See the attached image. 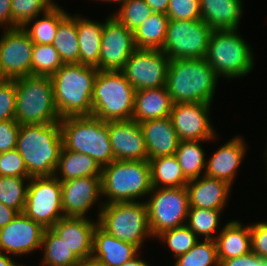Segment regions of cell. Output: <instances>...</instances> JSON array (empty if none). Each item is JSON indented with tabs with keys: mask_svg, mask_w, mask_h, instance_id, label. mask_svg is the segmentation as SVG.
<instances>
[{
	"mask_svg": "<svg viewBox=\"0 0 267 266\" xmlns=\"http://www.w3.org/2000/svg\"><path fill=\"white\" fill-rule=\"evenodd\" d=\"M62 148L59 122L20 126L16 150L30 177L54 176Z\"/></svg>",
	"mask_w": 267,
	"mask_h": 266,
	"instance_id": "cell-1",
	"label": "cell"
},
{
	"mask_svg": "<svg viewBox=\"0 0 267 266\" xmlns=\"http://www.w3.org/2000/svg\"><path fill=\"white\" fill-rule=\"evenodd\" d=\"M218 76L205 58L171 59L166 89L173 104L202 102L213 99Z\"/></svg>",
	"mask_w": 267,
	"mask_h": 266,
	"instance_id": "cell-2",
	"label": "cell"
},
{
	"mask_svg": "<svg viewBox=\"0 0 267 266\" xmlns=\"http://www.w3.org/2000/svg\"><path fill=\"white\" fill-rule=\"evenodd\" d=\"M98 69L79 63L63 64L52 76L53 94L60 118L91 116L92 94Z\"/></svg>",
	"mask_w": 267,
	"mask_h": 266,
	"instance_id": "cell-3",
	"label": "cell"
},
{
	"mask_svg": "<svg viewBox=\"0 0 267 266\" xmlns=\"http://www.w3.org/2000/svg\"><path fill=\"white\" fill-rule=\"evenodd\" d=\"M59 123L65 150L91 156L101 167L114 160L108 122L94 116H71Z\"/></svg>",
	"mask_w": 267,
	"mask_h": 266,
	"instance_id": "cell-4",
	"label": "cell"
},
{
	"mask_svg": "<svg viewBox=\"0 0 267 266\" xmlns=\"http://www.w3.org/2000/svg\"><path fill=\"white\" fill-rule=\"evenodd\" d=\"M15 80V121L21 125L52 124L60 122L48 76H25Z\"/></svg>",
	"mask_w": 267,
	"mask_h": 266,
	"instance_id": "cell-5",
	"label": "cell"
},
{
	"mask_svg": "<svg viewBox=\"0 0 267 266\" xmlns=\"http://www.w3.org/2000/svg\"><path fill=\"white\" fill-rule=\"evenodd\" d=\"M135 91L122 71L98 70L93 86L91 116L105 122L132 119Z\"/></svg>",
	"mask_w": 267,
	"mask_h": 266,
	"instance_id": "cell-6",
	"label": "cell"
},
{
	"mask_svg": "<svg viewBox=\"0 0 267 266\" xmlns=\"http://www.w3.org/2000/svg\"><path fill=\"white\" fill-rule=\"evenodd\" d=\"M102 195L109 198L103 204L135 201L152 190L148 160H113L102 167Z\"/></svg>",
	"mask_w": 267,
	"mask_h": 266,
	"instance_id": "cell-7",
	"label": "cell"
},
{
	"mask_svg": "<svg viewBox=\"0 0 267 266\" xmlns=\"http://www.w3.org/2000/svg\"><path fill=\"white\" fill-rule=\"evenodd\" d=\"M205 59L219 77L237 78L253 69L249 45L237 34V29L213 30Z\"/></svg>",
	"mask_w": 267,
	"mask_h": 266,
	"instance_id": "cell-8",
	"label": "cell"
},
{
	"mask_svg": "<svg viewBox=\"0 0 267 266\" xmlns=\"http://www.w3.org/2000/svg\"><path fill=\"white\" fill-rule=\"evenodd\" d=\"M98 225L115 238L138 248L151 234L146 202H114L100 206Z\"/></svg>",
	"mask_w": 267,
	"mask_h": 266,
	"instance_id": "cell-9",
	"label": "cell"
},
{
	"mask_svg": "<svg viewBox=\"0 0 267 266\" xmlns=\"http://www.w3.org/2000/svg\"><path fill=\"white\" fill-rule=\"evenodd\" d=\"M150 193L151 198L146 205L152 237H156L163 231L186 225L184 223L187 221L190 208L186 186L152 188Z\"/></svg>",
	"mask_w": 267,
	"mask_h": 266,
	"instance_id": "cell-10",
	"label": "cell"
},
{
	"mask_svg": "<svg viewBox=\"0 0 267 266\" xmlns=\"http://www.w3.org/2000/svg\"><path fill=\"white\" fill-rule=\"evenodd\" d=\"M213 29L202 19H169L164 45L161 49L171 60L205 58Z\"/></svg>",
	"mask_w": 267,
	"mask_h": 266,
	"instance_id": "cell-11",
	"label": "cell"
},
{
	"mask_svg": "<svg viewBox=\"0 0 267 266\" xmlns=\"http://www.w3.org/2000/svg\"><path fill=\"white\" fill-rule=\"evenodd\" d=\"M23 213L45 229L64 217L61 182L56 175L30 178Z\"/></svg>",
	"mask_w": 267,
	"mask_h": 266,
	"instance_id": "cell-12",
	"label": "cell"
},
{
	"mask_svg": "<svg viewBox=\"0 0 267 266\" xmlns=\"http://www.w3.org/2000/svg\"><path fill=\"white\" fill-rule=\"evenodd\" d=\"M169 62L161 50L136 49L122 72L136 91L164 87Z\"/></svg>",
	"mask_w": 267,
	"mask_h": 266,
	"instance_id": "cell-13",
	"label": "cell"
},
{
	"mask_svg": "<svg viewBox=\"0 0 267 266\" xmlns=\"http://www.w3.org/2000/svg\"><path fill=\"white\" fill-rule=\"evenodd\" d=\"M135 50L133 31L109 16L103 23L99 70L122 71Z\"/></svg>",
	"mask_w": 267,
	"mask_h": 266,
	"instance_id": "cell-14",
	"label": "cell"
},
{
	"mask_svg": "<svg viewBox=\"0 0 267 266\" xmlns=\"http://www.w3.org/2000/svg\"><path fill=\"white\" fill-rule=\"evenodd\" d=\"M33 47L22 27L4 31L0 39V67L6 79L32 75Z\"/></svg>",
	"mask_w": 267,
	"mask_h": 266,
	"instance_id": "cell-15",
	"label": "cell"
},
{
	"mask_svg": "<svg viewBox=\"0 0 267 266\" xmlns=\"http://www.w3.org/2000/svg\"><path fill=\"white\" fill-rule=\"evenodd\" d=\"M210 103H175L170 118L180 141H207L215 132L209 120Z\"/></svg>",
	"mask_w": 267,
	"mask_h": 266,
	"instance_id": "cell-16",
	"label": "cell"
},
{
	"mask_svg": "<svg viewBox=\"0 0 267 266\" xmlns=\"http://www.w3.org/2000/svg\"><path fill=\"white\" fill-rule=\"evenodd\" d=\"M45 228L19 213L11 222L0 229V252L15 255L28 254L41 247Z\"/></svg>",
	"mask_w": 267,
	"mask_h": 266,
	"instance_id": "cell-17",
	"label": "cell"
},
{
	"mask_svg": "<svg viewBox=\"0 0 267 266\" xmlns=\"http://www.w3.org/2000/svg\"><path fill=\"white\" fill-rule=\"evenodd\" d=\"M108 134L114 160H148L144 134L136 120L108 121Z\"/></svg>",
	"mask_w": 267,
	"mask_h": 266,
	"instance_id": "cell-18",
	"label": "cell"
},
{
	"mask_svg": "<svg viewBox=\"0 0 267 266\" xmlns=\"http://www.w3.org/2000/svg\"><path fill=\"white\" fill-rule=\"evenodd\" d=\"M60 182L64 216L84 217L102 194L101 177H81Z\"/></svg>",
	"mask_w": 267,
	"mask_h": 266,
	"instance_id": "cell-19",
	"label": "cell"
},
{
	"mask_svg": "<svg viewBox=\"0 0 267 266\" xmlns=\"http://www.w3.org/2000/svg\"><path fill=\"white\" fill-rule=\"evenodd\" d=\"M97 224L85 216H64L51 229L80 260L92 256L93 234Z\"/></svg>",
	"mask_w": 267,
	"mask_h": 266,
	"instance_id": "cell-20",
	"label": "cell"
},
{
	"mask_svg": "<svg viewBox=\"0 0 267 266\" xmlns=\"http://www.w3.org/2000/svg\"><path fill=\"white\" fill-rule=\"evenodd\" d=\"M232 185L204 174L186 184L190 208L223 210Z\"/></svg>",
	"mask_w": 267,
	"mask_h": 266,
	"instance_id": "cell-21",
	"label": "cell"
},
{
	"mask_svg": "<svg viewBox=\"0 0 267 266\" xmlns=\"http://www.w3.org/2000/svg\"><path fill=\"white\" fill-rule=\"evenodd\" d=\"M144 134L148 160L175 155L180 142L170 117L139 123Z\"/></svg>",
	"mask_w": 267,
	"mask_h": 266,
	"instance_id": "cell-22",
	"label": "cell"
},
{
	"mask_svg": "<svg viewBox=\"0 0 267 266\" xmlns=\"http://www.w3.org/2000/svg\"><path fill=\"white\" fill-rule=\"evenodd\" d=\"M244 140L235 137L221 146L206 162L205 175L233 184L237 168L243 160L246 151Z\"/></svg>",
	"mask_w": 267,
	"mask_h": 266,
	"instance_id": "cell-23",
	"label": "cell"
},
{
	"mask_svg": "<svg viewBox=\"0 0 267 266\" xmlns=\"http://www.w3.org/2000/svg\"><path fill=\"white\" fill-rule=\"evenodd\" d=\"M138 247L119 240L103 230L98 224L93 234L92 256L105 266H121L138 256Z\"/></svg>",
	"mask_w": 267,
	"mask_h": 266,
	"instance_id": "cell-24",
	"label": "cell"
},
{
	"mask_svg": "<svg viewBox=\"0 0 267 266\" xmlns=\"http://www.w3.org/2000/svg\"><path fill=\"white\" fill-rule=\"evenodd\" d=\"M173 102L166 86L135 91L132 119L138 123L170 117Z\"/></svg>",
	"mask_w": 267,
	"mask_h": 266,
	"instance_id": "cell-25",
	"label": "cell"
},
{
	"mask_svg": "<svg viewBox=\"0 0 267 266\" xmlns=\"http://www.w3.org/2000/svg\"><path fill=\"white\" fill-rule=\"evenodd\" d=\"M241 0H200L201 19L213 30L237 29Z\"/></svg>",
	"mask_w": 267,
	"mask_h": 266,
	"instance_id": "cell-26",
	"label": "cell"
},
{
	"mask_svg": "<svg viewBox=\"0 0 267 266\" xmlns=\"http://www.w3.org/2000/svg\"><path fill=\"white\" fill-rule=\"evenodd\" d=\"M217 246L219 264L231 258L248 254L251 251L250 226L244 227L235 220L229 221L218 236H213Z\"/></svg>",
	"mask_w": 267,
	"mask_h": 266,
	"instance_id": "cell-27",
	"label": "cell"
},
{
	"mask_svg": "<svg viewBox=\"0 0 267 266\" xmlns=\"http://www.w3.org/2000/svg\"><path fill=\"white\" fill-rule=\"evenodd\" d=\"M61 172L57 179L67 181L81 177H101L102 167L91 157L62 148L55 173Z\"/></svg>",
	"mask_w": 267,
	"mask_h": 266,
	"instance_id": "cell-28",
	"label": "cell"
},
{
	"mask_svg": "<svg viewBox=\"0 0 267 266\" xmlns=\"http://www.w3.org/2000/svg\"><path fill=\"white\" fill-rule=\"evenodd\" d=\"M102 29V23L77 16L80 64L95 67L99 70Z\"/></svg>",
	"mask_w": 267,
	"mask_h": 266,
	"instance_id": "cell-29",
	"label": "cell"
},
{
	"mask_svg": "<svg viewBox=\"0 0 267 266\" xmlns=\"http://www.w3.org/2000/svg\"><path fill=\"white\" fill-rule=\"evenodd\" d=\"M148 161L152 188H158V186L161 188L184 187L189 182L175 155L161 156Z\"/></svg>",
	"mask_w": 267,
	"mask_h": 266,
	"instance_id": "cell-30",
	"label": "cell"
},
{
	"mask_svg": "<svg viewBox=\"0 0 267 266\" xmlns=\"http://www.w3.org/2000/svg\"><path fill=\"white\" fill-rule=\"evenodd\" d=\"M169 17L163 13H152L133 31L136 49L161 50L168 28Z\"/></svg>",
	"mask_w": 267,
	"mask_h": 266,
	"instance_id": "cell-31",
	"label": "cell"
},
{
	"mask_svg": "<svg viewBox=\"0 0 267 266\" xmlns=\"http://www.w3.org/2000/svg\"><path fill=\"white\" fill-rule=\"evenodd\" d=\"M64 64H80V48L77 34V16L67 14L60 22L52 42Z\"/></svg>",
	"mask_w": 267,
	"mask_h": 266,
	"instance_id": "cell-32",
	"label": "cell"
},
{
	"mask_svg": "<svg viewBox=\"0 0 267 266\" xmlns=\"http://www.w3.org/2000/svg\"><path fill=\"white\" fill-rule=\"evenodd\" d=\"M42 15L44 18L34 21L30 29L28 26H22V28L34 44H52L59 22L67 13L55 4Z\"/></svg>",
	"mask_w": 267,
	"mask_h": 266,
	"instance_id": "cell-33",
	"label": "cell"
},
{
	"mask_svg": "<svg viewBox=\"0 0 267 266\" xmlns=\"http://www.w3.org/2000/svg\"><path fill=\"white\" fill-rule=\"evenodd\" d=\"M41 246H44L43 266H75L79 261L51 228L45 229Z\"/></svg>",
	"mask_w": 267,
	"mask_h": 266,
	"instance_id": "cell-34",
	"label": "cell"
},
{
	"mask_svg": "<svg viewBox=\"0 0 267 266\" xmlns=\"http://www.w3.org/2000/svg\"><path fill=\"white\" fill-rule=\"evenodd\" d=\"M175 156L188 180L201 177L200 174L206 166V161L204 160V151L200 146V140L180 141Z\"/></svg>",
	"mask_w": 267,
	"mask_h": 266,
	"instance_id": "cell-35",
	"label": "cell"
},
{
	"mask_svg": "<svg viewBox=\"0 0 267 266\" xmlns=\"http://www.w3.org/2000/svg\"><path fill=\"white\" fill-rule=\"evenodd\" d=\"M24 180L30 178L0 176V202L23 213L25 208L28 184Z\"/></svg>",
	"mask_w": 267,
	"mask_h": 266,
	"instance_id": "cell-36",
	"label": "cell"
},
{
	"mask_svg": "<svg viewBox=\"0 0 267 266\" xmlns=\"http://www.w3.org/2000/svg\"><path fill=\"white\" fill-rule=\"evenodd\" d=\"M63 64L58 51L52 44H34L32 75L51 77Z\"/></svg>",
	"mask_w": 267,
	"mask_h": 266,
	"instance_id": "cell-37",
	"label": "cell"
},
{
	"mask_svg": "<svg viewBox=\"0 0 267 266\" xmlns=\"http://www.w3.org/2000/svg\"><path fill=\"white\" fill-rule=\"evenodd\" d=\"M174 266H219L214 239L198 241L187 253L176 258Z\"/></svg>",
	"mask_w": 267,
	"mask_h": 266,
	"instance_id": "cell-38",
	"label": "cell"
},
{
	"mask_svg": "<svg viewBox=\"0 0 267 266\" xmlns=\"http://www.w3.org/2000/svg\"><path fill=\"white\" fill-rule=\"evenodd\" d=\"M51 1L11 0L12 29L29 25L41 12H45L55 5Z\"/></svg>",
	"mask_w": 267,
	"mask_h": 266,
	"instance_id": "cell-39",
	"label": "cell"
},
{
	"mask_svg": "<svg viewBox=\"0 0 267 266\" xmlns=\"http://www.w3.org/2000/svg\"><path fill=\"white\" fill-rule=\"evenodd\" d=\"M223 210L189 208L187 226L196 235H203L205 240H212V233L219 226L220 213Z\"/></svg>",
	"mask_w": 267,
	"mask_h": 266,
	"instance_id": "cell-40",
	"label": "cell"
},
{
	"mask_svg": "<svg viewBox=\"0 0 267 266\" xmlns=\"http://www.w3.org/2000/svg\"><path fill=\"white\" fill-rule=\"evenodd\" d=\"M121 4L119 12L112 16L131 31H135L154 13L144 0H125Z\"/></svg>",
	"mask_w": 267,
	"mask_h": 266,
	"instance_id": "cell-41",
	"label": "cell"
},
{
	"mask_svg": "<svg viewBox=\"0 0 267 266\" xmlns=\"http://www.w3.org/2000/svg\"><path fill=\"white\" fill-rule=\"evenodd\" d=\"M156 237L167 243L176 258L187 253L199 241L187 225L163 231Z\"/></svg>",
	"mask_w": 267,
	"mask_h": 266,
	"instance_id": "cell-42",
	"label": "cell"
},
{
	"mask_svg": "<svg viewBox=\"0 0 267 266\" xmlns=\"http://www.w3.org/2000/svg\"><path fill=\"white\" fill-rule=\"evenodd\" d=\"M166 15L175 20L201 19L200 0H169Z\"/></svg>",
	"mask_w": 267,
	"mask_h": 266,
	"instance_id": "cell-43",
	"label": "cell"
},
{
	"mask_svg": "<svg viewBox=\"0 0 267 266\" xmlns=\"http://www.w3.org/2000/svg\"><path fill=\"white\" fill-rule=\"evenodd\" d=\"M0 176L31 178L16 149L0 153Z\"/></svg>",
	"mask_w": 267,
	"mask_h": 266,
	"instance_id": "cell-44",
	"label": "cell"
},
{
	"mask_svg": "<svg viewBox=\"0 0 267 266\" xmlns=\"http://www.w3.org/2000/svg\"><path fill=\"white\" fill-rule=\"evenodd\" d=\"M16 87L15 80L0 82V122L15 119Z\"/></svg>",
	"mask_w": 267,
	"mask_h": 266,
	"instance_id": "cell-45",
	"label": "cell"
},
{
	"mask_svg": "<svg viewBox=\"0 0 267 266\" xmlns=\"http://www.w3.org/2000/svg\"><path fill=\"white\" fill-rule=\"evenodd\" d=\"M20 125L15 120L0 122V153L16 149Z\"/></svg>",
	"mask_w": 267,
	"mask_h": 266,
	"instance_id": "cell-46",
	"label": "cell"
},
{
	"mask_svg": "<svg viewBox=\"0 0 267 266\" xmlns=\"http://www.w3.org/2000/svg\"><path fill=\"white\" fill-rule=\"evenodd\" d=\"M251 251L260 258L267 259V222L250 226Z\"/></svg>",
	"mask_w": 267,
	"mask_h": 266,
	"instance_id": "cell-47",
	"label": "cell"
},
{
	"mask_svg": "<svg viewBox=\"0 0 267 266\" xmlns=\"http://www.w3.org/2000/svg\"><path fill=\"white\" fill-rule=\"evenodd\" d=\"M219 266H267V259L250 251L248 254L222 261Z\"/></svg>",
	"mask_w": 267,
	"mask_h": 266,
	"instance_id": "cell-48",
	"label": "cell"
},
{
	"mask_svg": "<svg viewBox=\"0 0 267 266\" xmlns=\"http://www.w3.org/2000/svg\"><path fill=\"white\" fill-rule=\"evenodd\" d=\"M1 24L7 26L5 29H12L11 0H0V25Z\"/></svg>",
	"mask_w": 267,
	"mask_h": 266,
	"instance_id": "cell-49",
	"label": "cell"
},
{
	"mask_svg": "<svg viewBox=\"0 0 267 266\" xmlns=\"http://www.w3.org/2000/svg\"><path fill=\"white\" fill-rule=\"evenodd\" d=\"M19 213L0 202V229L11 222Z\"/></svg>",
	"mask_w": 267,
	"mask_h": 266,
	"instance_id": "cell-50",
	"label": "cell"
},
{
	"mask_svg": "<svg viewBox=\"0 0 267 266\" xmlns=\"http://www.w3.org/2000/svg\"><path fill=\"white\" fill-rule=\"evenodd\" d=\"M147 5L156 13H167L169 0H144Z\"/></svg>",
	"mask_w": 267,
	"mask_h": 266,
	"instance_id": "cell-51",
	"label": "cell"
},
{
	"mask_svg": "<svg viewBox=\"0 0 267 266\" xmlns=\"http://www.w3.org/2000/svg\"><path fill=\"white\" fill-rule=\"evenodd\" d=\"M75 266H105L93 256L80 259Z\"/></svg>",
	"mask_w": 267,
	"mask_h": 266,
	"instance_id": "cell-52",
	"label": "cell"
},
{
	"mask_svg": "<svg viewBox=\"0 0 267 266\" xmlns=\"http://www.w3.org/2000/svg\"><path fill=\"white\" fill-rule=\"evenodd\" d=\"M6 253L0 252V266H19Z\"/></svg>",
	"mask_w": 267,
	"mask_h": 266,
	"instance_id": "cell-53",
	"label": "cell"
},
{
	"mask_svg": "<svg viewBox=\"0 0 267 266\" xmlns=\"http://www.w3.org/2000/svg\"><path fill=\"white\" fill-rule=\"evenodd\" d=\"M121 266H149V264H147L145 261H142L140 258L138 259V257L135 256L133 259L125 262Z\"/></svg>",
	"mask_w": 267,
	"mask_h": 266,
	"instance_id": "cell-54",
	"label": "cell"
},
{
	"mask_svg": "<svg viewBox=\"0 0 267 266\" xmlns=\"http://www.w3.org/2000/svg\"><path fill=\"white\" fill-rule=\"evenodd\" d=\"M5 80H7V79L5 78V76H4V74H3L2 70H1V67H0V82H3Z\"/></svg>",
	"mask_w": 267,
	"mask_h": 266,
	"instance_id": "cell-55",
	"label": "cell"
},
{
	"mask_svg": "<svg viewBox=\"0 0 267 266\" xmlns=\"http://www.w3.org/2000/svg\"><path fill=\"white\" fill-rule=\"evenodd\" d=\"M100 1H107V2H108V1H109V2H115V1H117V2H119V3H120V2L122 3V2H124L125 0H100Z\"/></svg>",
	"mask_w": 267,
	"mask_h": 266,
	"instance_id": "cell-56",
	"label": "cell"
}]
</instances>
